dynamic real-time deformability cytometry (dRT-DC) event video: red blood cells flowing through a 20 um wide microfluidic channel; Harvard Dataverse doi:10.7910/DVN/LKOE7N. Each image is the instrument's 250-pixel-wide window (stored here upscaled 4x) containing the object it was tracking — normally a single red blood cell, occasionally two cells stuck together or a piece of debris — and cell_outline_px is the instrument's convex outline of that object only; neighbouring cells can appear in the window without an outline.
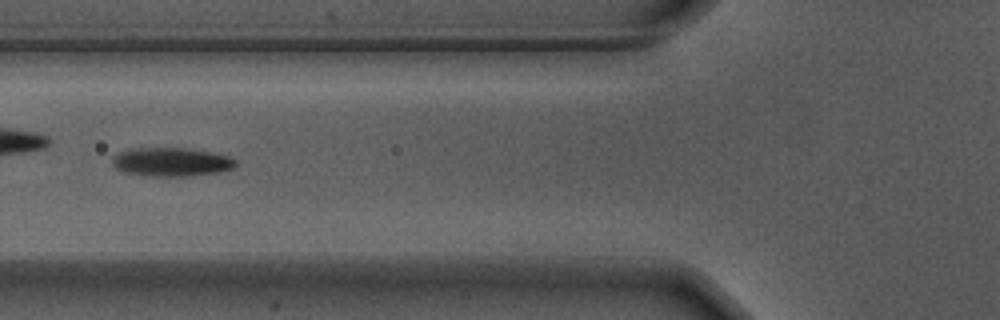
{"species": "Egyptian fruit bat (a non-hibernating species)", "species_latin": "Rousettus aegyptiacus", "temperature_condition": "warm", "stored_images_in_passage": 57, "camera_frame_rate_fps": 3000, "um_per_image_px": 0.085, "animal": {"sex": "male"}, "frame": {"image": 1, "passage_image": 22, "time_ms": 7.0, "image_size_px": [1000, 320], "cell_outline_px": [[236, 164], [232, 168], [220, 172], [188, 176], [144, 176], [124, 172], [116, 168], [112, 164], [112, 156], [120, 152], [132, 148], [184, 148], [208, 152], [228, 156], [236, 160]], "centroid_in_image_um": [14.52, 13.77], "position_along_channel_um": 111.3, "area_um2": 20.58}}
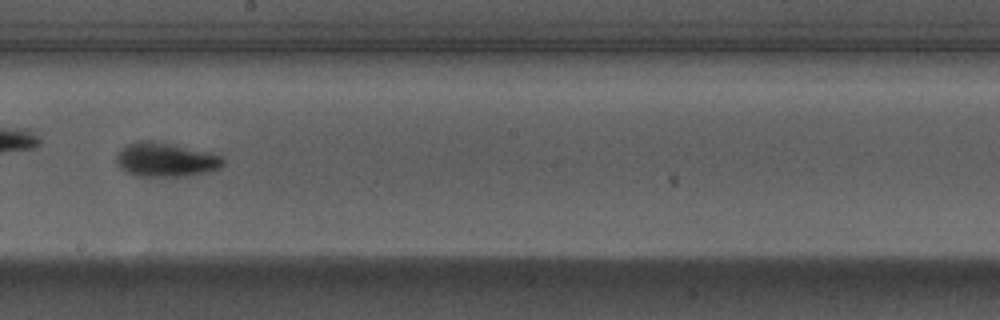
{"frame": {"image": 2, "passage_image": 32, "time_ms": 10.333, "image_size_px": [1000, 320], "cell_outline_px": [[224, 164], [208, 172], [184, 176], [136, 176], [120, 168], [116, 164], [116, 152], [128, 144], [136, 140], [152, 140], [208, 152], [220, 156], [224, 160]], "centroid_in_image_um": [14.02, 13.57], "position_along_channel_um": 234.2, "area_um2": 21.1}}
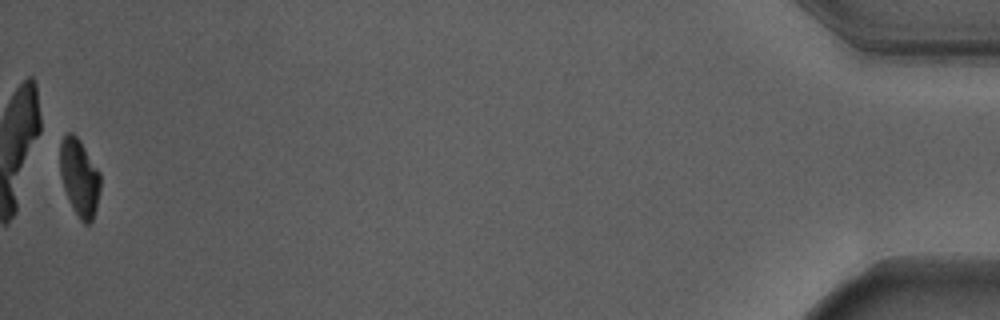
{"frame": {"image": 3, "passage_image": 56, "time_ms": 18.333, "image_size_px": [1000, 320], "cell_outline_px": [[100, 188], [96, 208], [92, 220], [88, 224], [84, 224], [80, 220], [64, 188], [60, 176], [60, 144], [64, 136], [68, 132], [72, 132], [80, 140], [100, 172]], "centroid_in_image_um": [6.75, 15.06], "position_along_channel_um": 428.4, "area_um2": 17.92}, "authors_computed_cell_mechanics": {"area_um2": 20.6346, "velocity_mm_per_s": 3.688, "shape_relaxation_time_tau1_ms": 2.7275, "shape_relaxation_time_tau2_ms": 2.2954, "deformation_change_tau1": 0.1711, "deformation_change_tau2": 0.0765}}